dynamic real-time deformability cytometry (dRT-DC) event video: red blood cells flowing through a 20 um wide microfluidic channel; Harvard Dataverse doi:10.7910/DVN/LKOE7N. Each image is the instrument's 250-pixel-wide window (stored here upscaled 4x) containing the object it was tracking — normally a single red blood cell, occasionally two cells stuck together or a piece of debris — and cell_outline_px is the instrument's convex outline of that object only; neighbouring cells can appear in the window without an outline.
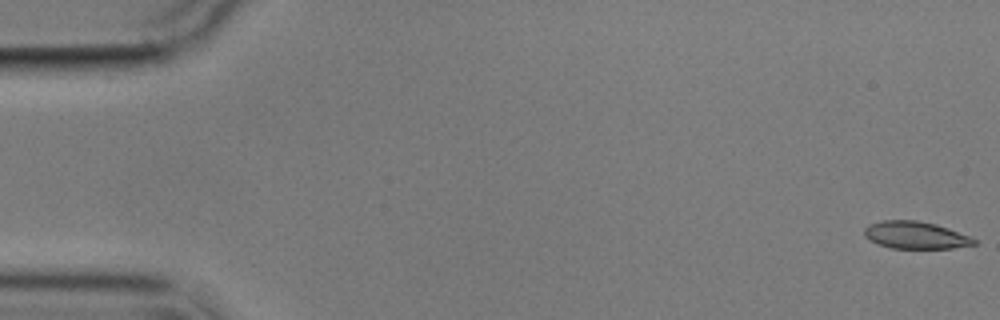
{"species": "common noctule bat (a hibernating species)", "species_latin": "Nyctalus noctula", "temperature_condition": "cold", "stored_images_in_passage": 6, "camera_frame_rate_fps": 3000, "um_per_image_px": 0.085, "animal": {"sex": "male", "body_mass_g": 17.9}, "frame": {"image": 1, "passage_image": 1, "time_ms": 0.0, "image_size_px": [1000, 320], "cell_outline_px": [[976, 244], [952, 248], [892, 248], [880, 244], [864, 236], [864, 228], [868, 224], [880, 220], [916, 220], [936, 224], [948, 228], [968, 236], [976, 240]], "centroid_in_image_um": [77.79, 19.97], "position_along_channel_um": 7.2, "area_um2": 17.28}}
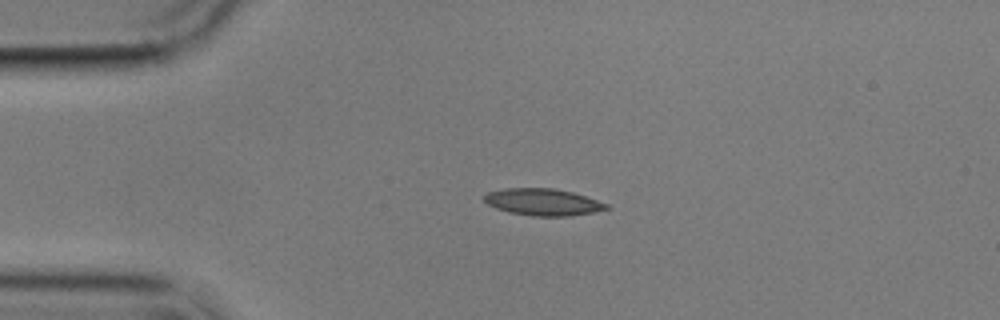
{"frame": {"image": 2, "passage_image": 4, "time_ms": 4.0, "image_size_px": [1000, 320], "cell_outline_px": [[612, 208], [592, 212], [568, 216], [532, 216], [508, 212], [496, 208], [488, 204], [484, 200], [484, 196], [488, 192], [504, 188], [552, 188], [572, 192], [608, 204]], "centroid_in_image_um": [46.13, 17.17], "position_along_channel_um": 38.9, "area_um2": 19.02}}
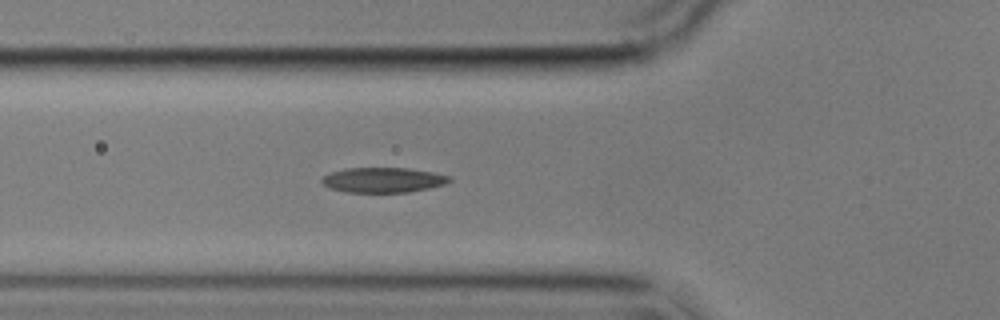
{"frame": {"image": 3, "passage_image": 6, "time_ms": 6.333, "image_size_px": [1000, 320], "cell_outline_px": [[452, 180], [444, 184], [428, 188], [408, 192], [348, 192], [328, 188], [320, 180], [324, 176], [332, 172], [344, 168], [408, 168], [432, 172], [452, 176]], "centroid_in_image_um": [32.57, 15.29], "position_along_channel_um": 93.2, "area_um2": 18.55}}